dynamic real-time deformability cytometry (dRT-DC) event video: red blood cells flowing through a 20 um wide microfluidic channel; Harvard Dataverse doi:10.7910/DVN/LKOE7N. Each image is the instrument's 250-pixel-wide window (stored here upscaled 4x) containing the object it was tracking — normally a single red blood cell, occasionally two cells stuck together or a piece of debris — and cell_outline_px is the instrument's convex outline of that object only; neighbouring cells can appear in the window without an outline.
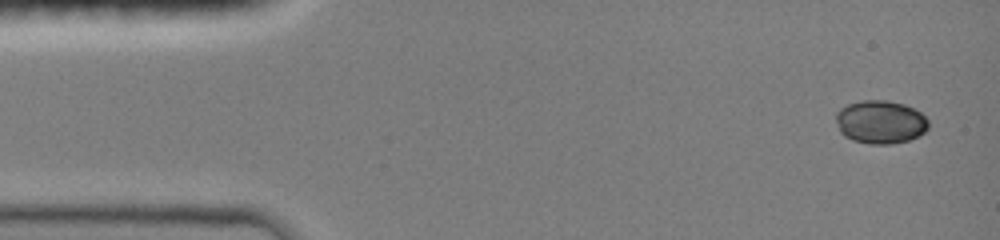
{"species": "common noctule bat (a hibernating species)", "species_latin": "Nyctalus noctula", "temperature_condition": "room temperature", "stored_images_in_passage": 30, "camera_frame_rate_fps": 3000, "um_per_image_px": 0.085, "animal": {"sex": "female", "body_mass_g": 19.0, "forearm_length_mm": 51.5}, "frame": {"image": 1, "passage_image": 1, "time_ms": 0.0, "image_size_px": [1000, 240], "cell_outline_px": [[928, 128], [924, 132], [908, 140], [892, 144], [872, 144], [852, 140], [844, 136], [840, 132], [836, 120], [836, 112], [840, 108], [848, 104], [860, 100], [888, 100], [904, 104], [920, 112], [928, 120]], "centroid_in_image_um": [74.81, 10.36], "position_along_channel_um": 10.2, "area_um2": 23.35}}
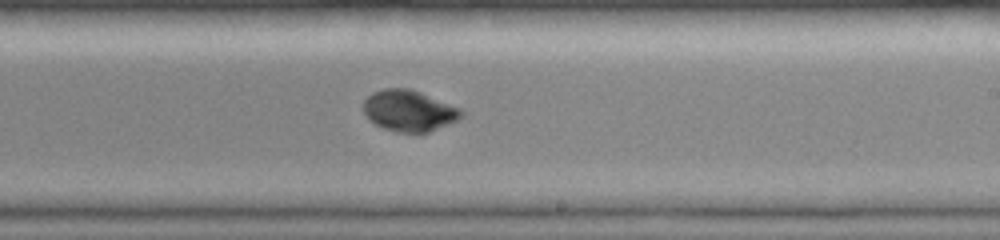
{"frame": {"image": 2, "passage_image": 13, "time_ms": 4.0, "image_size_px": [1000, 240], "cell_outline_px": [[464, 116], [456, 120], [428, 132], [396, 132], [384, 128], [376, 124], [364, 112], [364, 100], [372, 92], [384, 88], [408, 88], [420, 92], [460, 108], [464, 112]], "centroid_in_image_um": [34.77, 9.4], "position_along_channel_um": 254.2, "area_um2": 23.12}}
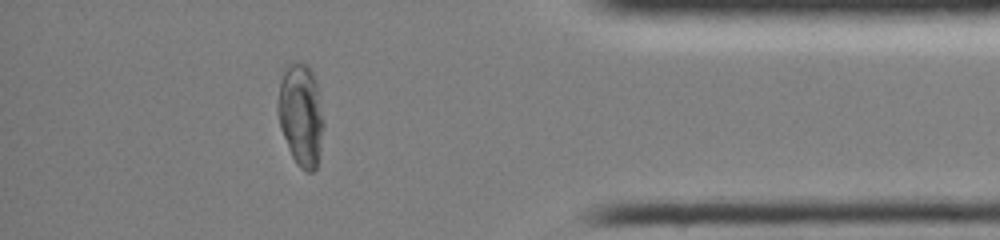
{"frame": {"image": 3, "passage_image": 25, "time_ms": 8.0, "image_size_px": [1000, 240], "cell_outline_px": [[324, 128], [320, 156], [316, 168], [312, 172], [308, 172], [300, 168], [296, 164], [288, 148], [280, 128], [276, 112], [276, 104], [284, 64], [292, 60], [300, 60], [308, 64], [316, 80], [324, 120]], "centroid_in_image_um": [25.56, 9.71], "position_along_channel_um": 409.6, "area_um2": 28.32}}